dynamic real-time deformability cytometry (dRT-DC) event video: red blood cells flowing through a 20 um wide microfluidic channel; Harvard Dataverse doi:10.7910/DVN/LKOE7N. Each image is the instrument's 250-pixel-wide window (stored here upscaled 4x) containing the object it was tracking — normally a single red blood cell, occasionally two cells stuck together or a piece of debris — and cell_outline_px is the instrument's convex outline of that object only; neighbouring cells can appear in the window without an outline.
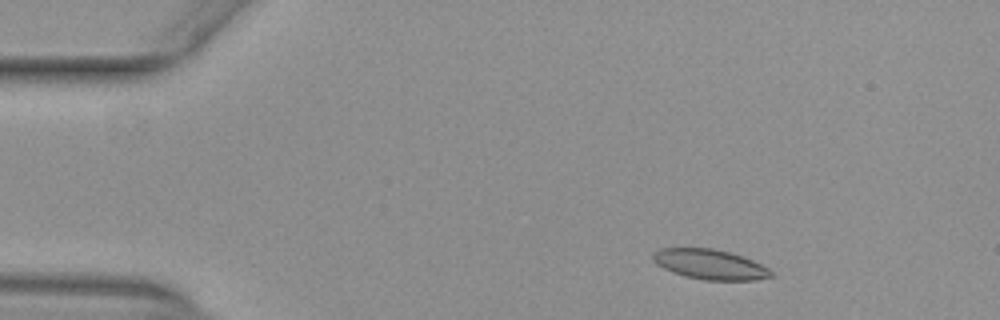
{"species": "common noctule bat (a hibernating species)", "species_latin": "Nyctalus noctula", "temperature_condition": "warm", "stored_images_in_passage": 50, "camera_frame_rate_fps": 3000, "um_per_image_px": 0.085, "animal": {"sex": "female", "body_mass_g": 29.2, "forearm_length_mm": 56.3}, "frame": {"image": 1, "passage_image": 6, "time_ms": 1.667, "image_size_px": [1000, 320], "cell_outline_px": [[772, 276], [752, 280], [704, 280], [684, 276], [672, 272], [656, 264], [652, 260], [652, 252], [660, 248], [712, 248], [744, 256], [768, 268], [772, 272]], "centroid_in_image_um": [60.3, 22.46], "position_along_channel_um": 24.7, "area_um2": 20.63}}
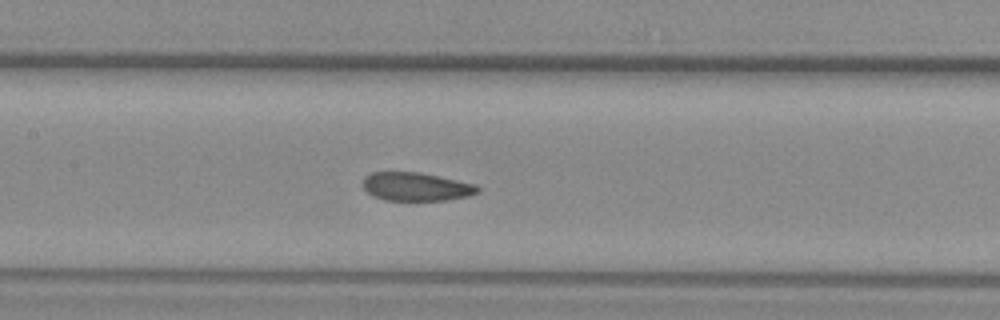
{"frame": {"image": 2, "passage_image": 23, "time_ms": 7.333, "image_size_px": [1000, 320], "cell_outline_px": [[480, 192], [468, 196], [444, 200], [384, 200], [372, 196], [364, 188], [364, 176], [372, 172], [420, 172], [476, 184], [480, 188]], "centroid_in_image_um": [35.38, 15.86], "position_along_channel_um": 172.0, "area_um2": 19.02}}
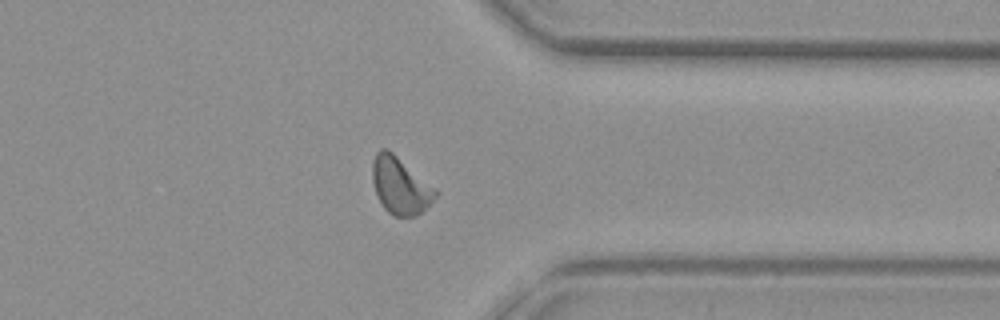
{"frame": {"image": 3, "passage_image": 39, "time_ms": 12.667, "image_size_px": [1000, 320], "cell_outline_px": [[440, 192], [416, 216], [396, 216], [388, 212], [384, 208], [376, 196], [372, 180], [372, 160], [376, 152], [380, 148], [388, 148], [436, 188]], "centroid_in_image_um": [33.99, 15.74], "position_along_channel_um": 377.4, "area_um2": 20.98}, "authors_computed_cell_mechanics": {"area_um2": 20.2878, "velocity_mm_per_s": 3.9628, "shape_relaxation_time_tau1_ms": null, "shape_relaxation_time_tau2_ms": 1.5982, "deformation_change_tau1": null, "deformation_change_tau2": 0.0709}}